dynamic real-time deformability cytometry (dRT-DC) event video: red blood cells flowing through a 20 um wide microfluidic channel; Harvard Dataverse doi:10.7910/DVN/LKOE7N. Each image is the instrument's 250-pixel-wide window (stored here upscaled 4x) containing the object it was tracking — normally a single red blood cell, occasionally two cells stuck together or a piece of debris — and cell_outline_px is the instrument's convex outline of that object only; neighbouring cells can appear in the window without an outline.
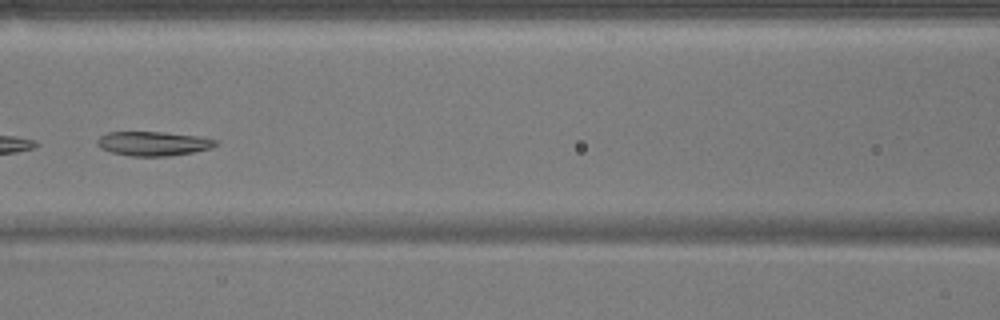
{"species": "common noctule bat (a hibernating species)", "species_latin": "Nyctalus noctula", "temperature_condition": "warm", "stored_images_in_passage": 40, "camera_frame_rate_fps": 3000, "um_per_image_px": 0.085, "animal": {"sex": "male", "body_mass_g": 17.9}, "frame": {"image": 1, "passage_image": 12, "time_ms": 3.667, "image_size_px": [1000, 320], "cell_outline_px": [[216, 144], [212, 148], [192, 152], [168, 156], [132, 156], [112, 152], [100, 148], [96, 144], [96, 140], [100, 136], [108, 132], [164, 132], [196, 136], [216, 140]], "centroid_in_image_um": [12.98, 12.2], "position_along_channel_um": 153.6, "area_um2": 16.59}}
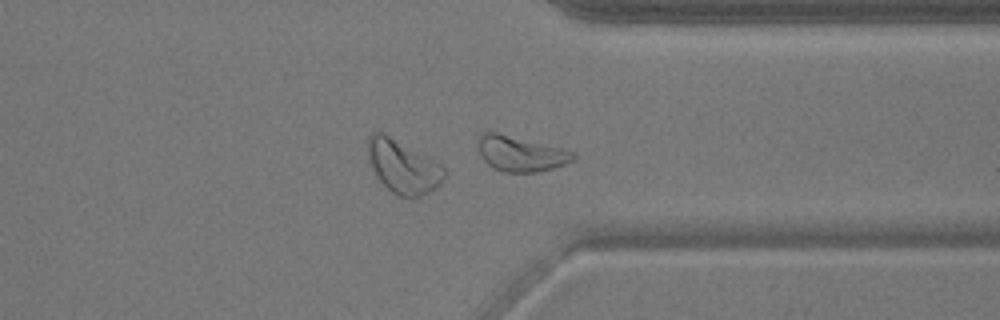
{"frame": {"image": 2, "passage_image": 29, "time_ms": 9.333, "image_size_px": [1000, 320], "cell_outline_px": [[576, 160], [552, 168], [536, 172], [504, 172], [492, 168], [480, 156], [476, 148], [476, 140], [480, 132], [496, 132], [564, 148], [572, 152], [576, 156]], "centroid_in_image_um": [44.2, 13.04], "position_along_channel_um": 367.2, "area_um2": 19.94}, "authors_computed_cell_mechanics": {"area_um2": 17.3978, "velocity_mm_per_s": 3.7843, "shape_relaxation_time_tau1_ms": 3.3156, "shape_relaxation_time_tau2_ms": 4.7577, "deformation_change_tau1": 0.1541, "deformation_change_tau2": 0.1264}}